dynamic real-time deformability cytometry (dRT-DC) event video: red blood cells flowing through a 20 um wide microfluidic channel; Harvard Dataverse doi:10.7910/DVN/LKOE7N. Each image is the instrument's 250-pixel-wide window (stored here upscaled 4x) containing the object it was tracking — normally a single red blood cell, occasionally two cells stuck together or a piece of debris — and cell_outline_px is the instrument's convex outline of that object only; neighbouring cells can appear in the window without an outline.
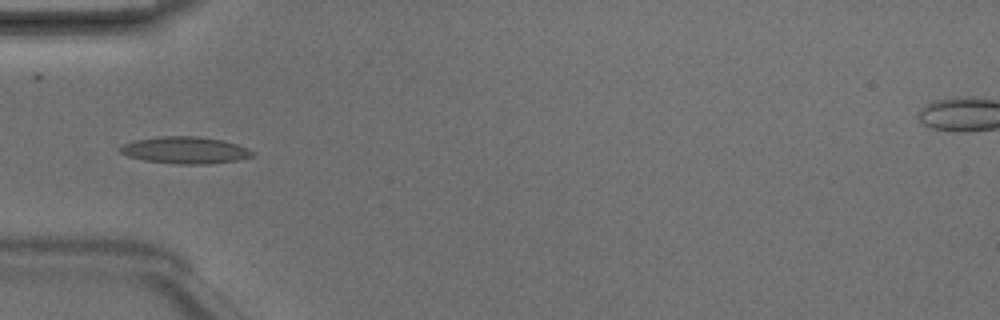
{"species": "Egyptian fruit bat (a non-hibernating species)", "species_latin": "Rousettus aegyptiacus", "temperature_condition": "room temperature", "stored_images_in_passage": 4, "camera_frame_rate_fps": 3000, "um_per_image_px": 0.085, "animal": {"sex": "male"}, "frame": {"image": 1, "passage_image": 3, "time_ms": 0.667, "image_size_px": [1000, 320], "cell_outline_px": [[256, 152], [252, 156], [236, 160], [212, 164], [180, 164], [144, 160], [128, 156], [120, 152], [116, 148], [124, 144], [136, 140], [160, 136], [196, 136], [220, 140], [236, 144], [248, 148]], "centroid_in_image_um": [15.73, 12.77], "position_along_channel_um": 69.3, "area_um2": 20.63}}